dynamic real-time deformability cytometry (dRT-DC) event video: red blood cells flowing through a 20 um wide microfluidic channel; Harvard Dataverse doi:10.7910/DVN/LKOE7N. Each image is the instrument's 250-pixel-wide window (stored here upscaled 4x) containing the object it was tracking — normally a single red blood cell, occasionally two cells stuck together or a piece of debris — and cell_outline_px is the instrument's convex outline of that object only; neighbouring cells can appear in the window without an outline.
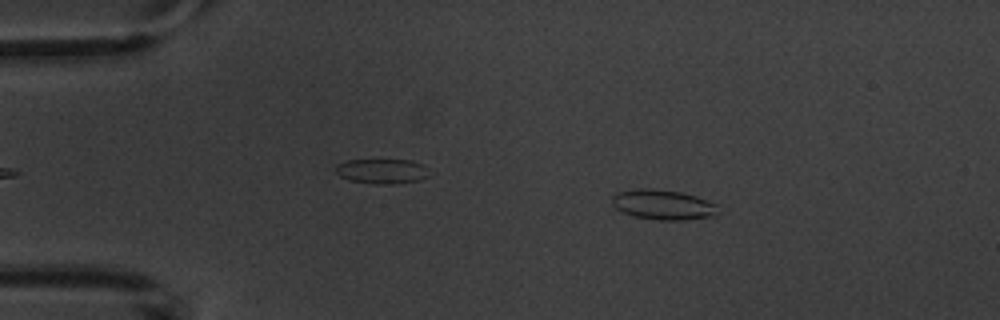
{"species": "common noctule bat (a hibernating species)", "species_latin": "Nyctalus noctula", "temperature_condition": "warm", "stored_images_in_passage": 3, "camera_frame_rate_fps": 3000, "um_per_image_px": 0.085, "animal": {"sex": "male", "body_mass_g": 20.1, "forearm_length_mm": 53.5}, "frame": {"image": 1, "passage_image": 2, "time_ms": 1.0, "image_size_px": [1000, 320], "cell_outline_px": [[716, 216], [684, 220], [656, 220], [636, 216], [624, 212], [616, 208], [612, 204], [612, 196], [616, 192], [640, 188], [648, 188], [680, 192], [696, 196], [716, 204]], "centroid_in_image_um": [56.34, 17.4], "position_along_channel_um": 28.7, "area_um2": 18.38}}